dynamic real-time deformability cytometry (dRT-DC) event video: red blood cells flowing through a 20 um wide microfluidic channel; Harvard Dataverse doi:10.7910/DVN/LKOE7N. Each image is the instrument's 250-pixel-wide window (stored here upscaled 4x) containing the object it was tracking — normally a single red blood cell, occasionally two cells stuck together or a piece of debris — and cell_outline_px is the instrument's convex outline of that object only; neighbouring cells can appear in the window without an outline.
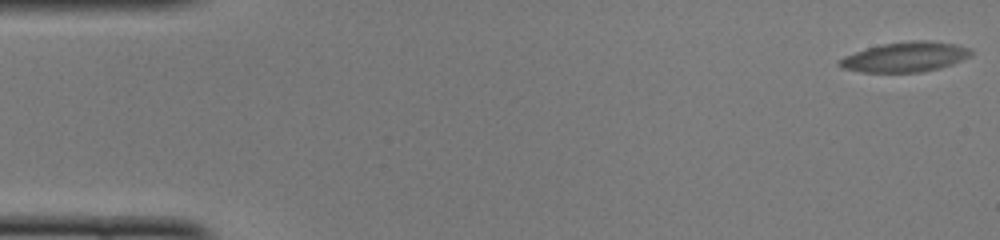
{"species": "common noctule bat (a hibernating species)", "species_latin": "Nyctalus noctula", "temperature_condition": "cold", "stored_images_in_passage": 55, "camera_frame_rate_fps": 3000, "um_per_image_px": 0.085, "animal": {"sex": "female", "body_mass_g": 22.0, "forearm_length_mm": 56.7}, "frame": {"image": 1, "passage_image": 1, "time_ms": 0.0, "image_size_px": [1000, 240], "cell_outline_px": [[972, 56], [952, 64], [940, 68], [920, 72], [860, 72], [840, 68], [836, 64], [836, 60], [844, 56], [868, 48], [884, 44], [912, 40], [928, 40], [956, 44], [968, 48], [972, 52]], "centroid_in_image_um": [76.92, 4.85], "position_along_channel_um": 8.1, "area_um2": 23.0}}
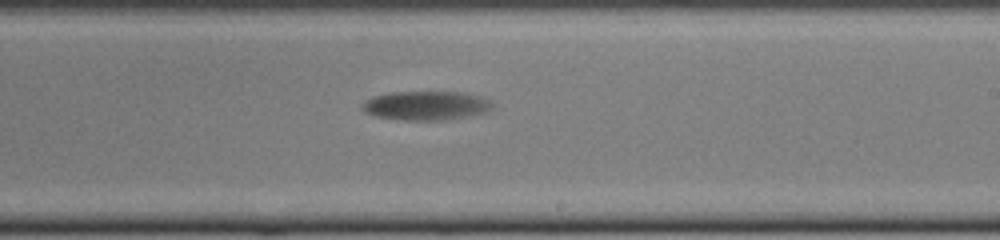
{"frame": {"image": 2, "passage_image": 32, "time_ms": 10.333, "image_size_px": [1000, 240], "cell_outline_px": [[492, 108], [484, 112], [444, 120], [408, 120], [376, 116], [364, 112], [360, 108], [364, 100], [372, 96], [392, 92], [464, 92], [484, 96], [492, 104]], "centroid_in_image_um": [36.18, 8.96], "position_along_channel_um": 252.8, "area_um2": 21.96}}
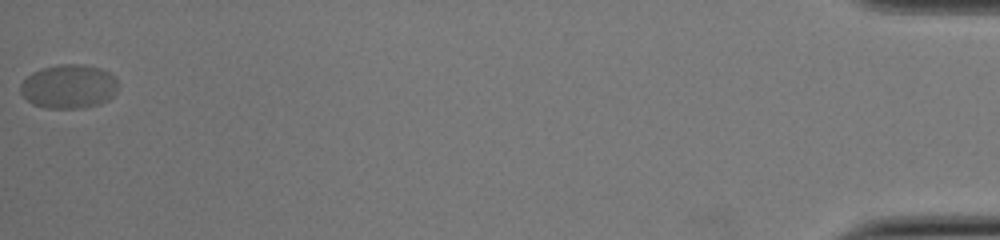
{"frame": {"image": 3, "passage_image": 55, "time_ms": 18.0, "image_size_px": [1000, 240], "cell_outline_px": [[116, 92], [108, 100], [100, 104], [84, 108], [48, 108], [32, 104], [20, 92], [20, 84], [32, 72], [44, 68], [60, 64], [84, 64], [100, 68], [108, 72], [116, 80]], "centroid_in_image_um": [5.84, 7.36], "position_along_channel_um": 429.4, "area_um2": 24.91}, "authors_computed_cell_mechanics": {"area_um2": 22.4264, "velocity_mm_per_s": 3.6434, "shape_relaxation_time_tau1_ms": 9.8439, "shape_relaxation_time_tau2_ms": null, "deformation_change_tau1": 0.1982, "deformation_change_tau2": null}}